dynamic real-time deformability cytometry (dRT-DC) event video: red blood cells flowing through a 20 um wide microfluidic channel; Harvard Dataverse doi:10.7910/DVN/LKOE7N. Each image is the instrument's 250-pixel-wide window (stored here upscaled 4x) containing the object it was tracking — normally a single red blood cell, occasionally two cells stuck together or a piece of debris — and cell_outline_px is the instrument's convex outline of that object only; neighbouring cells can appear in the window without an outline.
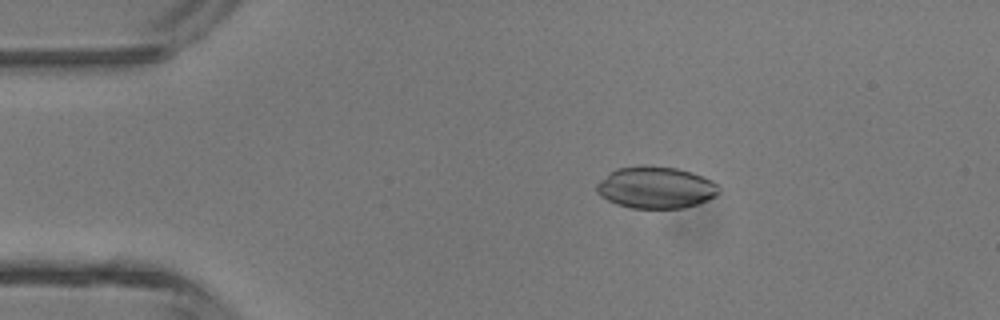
{"species": "common noctule bat (a hibernating species)", "species_latin": "Nyctalus noctula", "temperature_condition": "room temperature", "stored_images_in_passage": 43, "camera_frame_rate_fps": 3000, "um_per_image_px": 0.085, "animal": {"sex": "male", "body_mass_g": 13.3}, "frame": {"image": 1, "passage_image": 5, "time_ms": 1.333, "image_size_px": [1000, 320], "cell_outline_px": [[720, 192], [716, 196], [708, 200], [684, 208], [632, 208], [616, 204], [600, 196], [596, 192], [596, 184], [600, 180], [616, 168], [640, 164], [644, 164], [676, 168], [692, 172], [704, 176], [712, 180], [720, 188]], "centroid_in_image_um": [55.74, 15.92], "position_along_channel_um": 29.3, "area_um2": 30.17}}
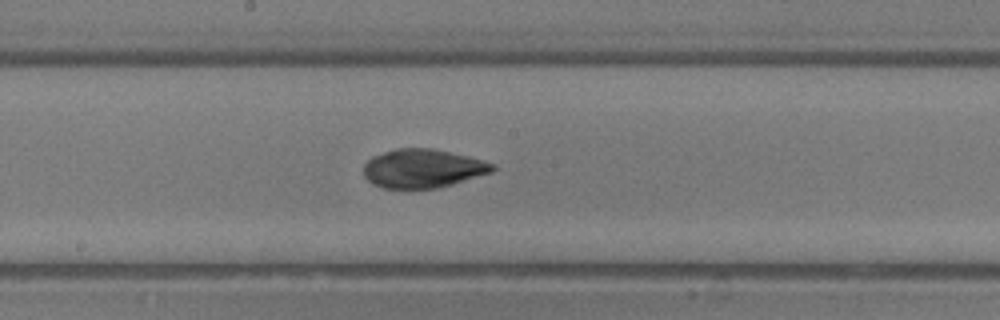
{"frame": {"image": 2, "passage_image": 21, "time_ms": 6.667, "image_size_px": [1000, 320], "cell_outline_px": [[496, 168], [492, 172], [440, 188], [380, 188], [372, 184], [364, 176], [364, 164], [372, 156], [396, 148], [432, 148], [468, 156], [484, 160], [496, 164]], "centroid_in_image_um": [35.94, 14.32], "position_along_channel_um": 212.3, "area_um2": 29.25}}
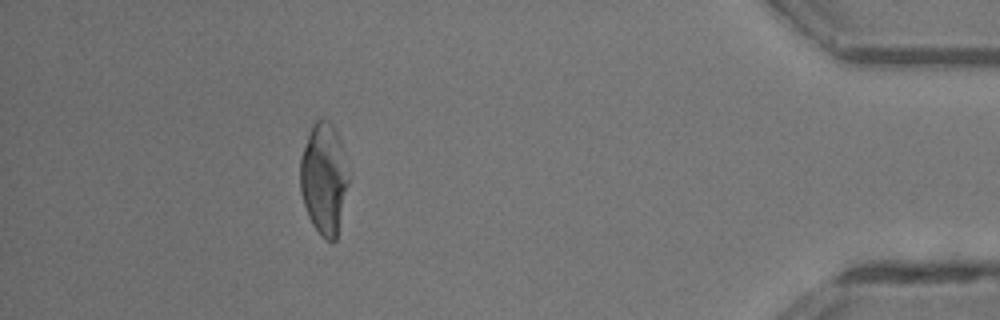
{"frame": {"image": 3, "passage_image": 38, "time_ms": 12.333, "image_size_px": [1000, 320], "cell_outline_px": [[348, 184], [336, 240], [332, 244], [324, 240], [320, 236], [312, 224], [308, 216], [300, 192], [300, 160], [312, 124], [320, 116], [328, 120], [332, 124], [340, 140], [348, 180]], "centroid_in_image_um": [27.51, 15.22], "position_along_channel_um": 407.7, "area_um2": 31.21}}